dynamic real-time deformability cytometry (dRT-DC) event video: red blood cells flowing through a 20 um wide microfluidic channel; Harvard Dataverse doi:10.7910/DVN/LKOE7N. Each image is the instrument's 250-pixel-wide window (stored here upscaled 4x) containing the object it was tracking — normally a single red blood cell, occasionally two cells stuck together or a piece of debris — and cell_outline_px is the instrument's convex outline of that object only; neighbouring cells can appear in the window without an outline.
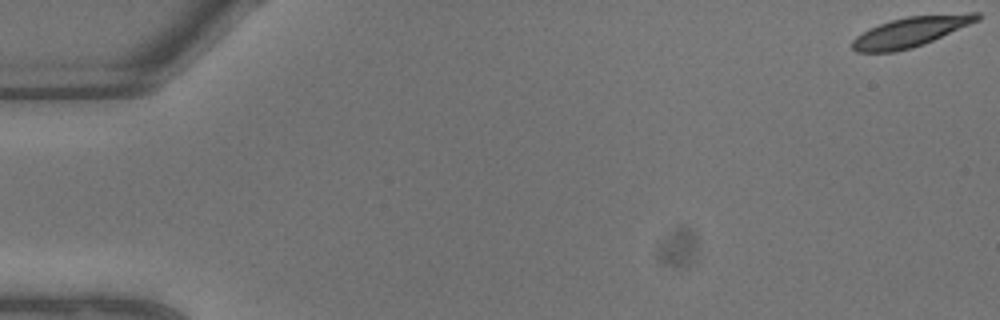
{"species": "common noctule bat (a hibernating species)", "species_latin": "Nyctalus noctula", "temperature_condition": "warm", "stored_images_in_passage": 5, "camera_frame_rate_fps": 3000, "um_per_image_px": 0.085, "animal": {"sex": "male", "body_mass_g": 13.3}, "frame": {"image": 1, "passage_image": 1, "time_ms": 0.0, "image_size_px": [1000, 320], "cell_outline_px": [[980, 20], [924, 44], [912, 48], [896, 52], [856, 52], [852, 48], [852, 40], [856, 36], [880, 24], [892, 20], [908, 16], [968, 12], [980, 12]], "centroid_in_image_um": [77.45, 2.7], "position_along_channel_um": 7.5, "area_um2": 21.79}}